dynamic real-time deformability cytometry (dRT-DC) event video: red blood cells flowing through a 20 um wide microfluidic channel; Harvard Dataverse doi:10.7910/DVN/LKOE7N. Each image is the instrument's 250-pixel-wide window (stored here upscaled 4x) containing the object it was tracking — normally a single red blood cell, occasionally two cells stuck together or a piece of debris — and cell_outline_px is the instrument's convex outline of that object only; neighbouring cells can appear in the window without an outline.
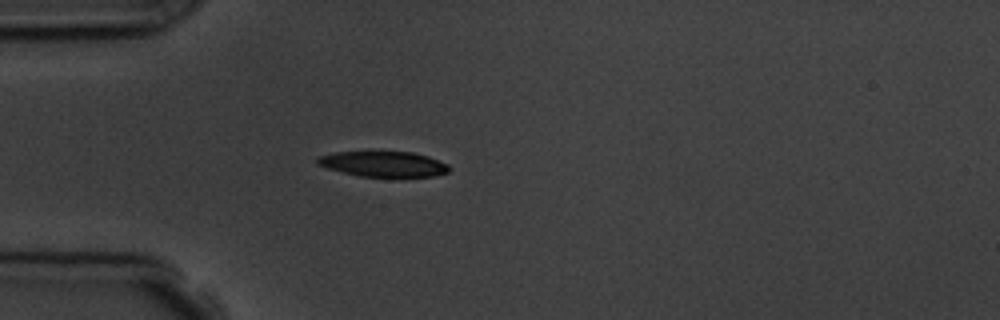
{"species": "common noctule bat (a hibernating species)", "species_latin": "Nyctalus noctula", "temperature_condition": "room temperature", "stored_images_in_passage": 5, "camera_frame_rate_fps": 3000, "um_per_image_px": 0.085, "animal": {"sex": "male", "body_mass_g": 19.5, "forearm_length_mm": 54.6}, "frame": {"image": 1, "passage_image": 5, "time_ms": 4.667, "image_size_px": [1000, 320], "cell_outline_px": [[452, 168], [448, 172], [432, 176], [360, 176], [328, 168], [316, 164], [316, 156], [336, 152], [412, 152], [428, 156], [448, 164]], "centroid_in_image_um": [32.59, 13.93], "position_along_channel_um": 52.4, "area_um2": 19.31}}